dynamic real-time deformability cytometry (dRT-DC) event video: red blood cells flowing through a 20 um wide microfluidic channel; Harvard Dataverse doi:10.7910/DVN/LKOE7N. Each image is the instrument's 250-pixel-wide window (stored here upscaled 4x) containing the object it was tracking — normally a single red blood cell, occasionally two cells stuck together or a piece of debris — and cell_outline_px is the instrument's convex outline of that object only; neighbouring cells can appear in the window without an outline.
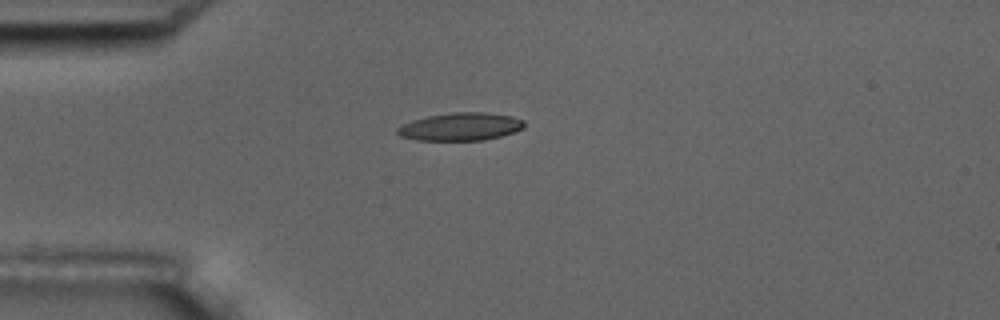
{"species": "common noctule bat (a hibernating species)", "species_latin": "Nyctalus noctula", "temperature_condition": "room temperature", "stored_images_in_passage": 6, "camera_frame_rate_fps": 3000, "um_per_image_px": 0.085, "animal": {"sex": "male", "body_mass_g": 17.5, "forearm_length_mm": 52.3}, "frame": {"image": 1, "passage_image": 6, "time_ms": 6.0, "image_size_px": [1000, 320], "cell_outline_px": [[524, 128], [516, 132], [484, 140], [416, 140], [400, 136], [396, 132], [396, 128], [400, 124], [412, 120], [428, 116], [452, 112], [488, 112], [512, 116], [524, 120]], "centroid_in_image_um": [39.14, 10.76], "position_along_channel_um": 45.9, "area_um2": 20.81}}